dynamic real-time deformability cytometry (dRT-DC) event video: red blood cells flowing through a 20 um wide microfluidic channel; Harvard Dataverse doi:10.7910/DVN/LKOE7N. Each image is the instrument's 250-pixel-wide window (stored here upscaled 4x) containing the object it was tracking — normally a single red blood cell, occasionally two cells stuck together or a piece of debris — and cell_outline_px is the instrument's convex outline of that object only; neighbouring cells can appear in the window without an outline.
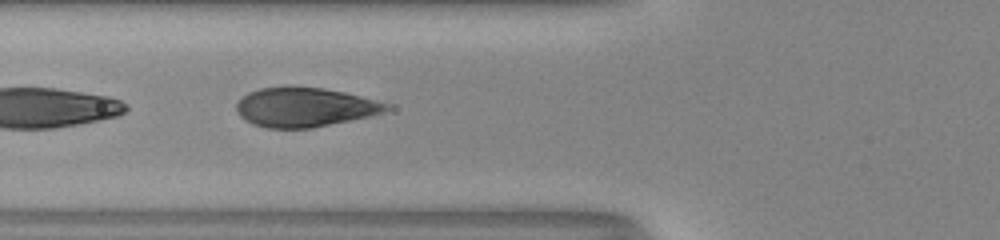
{"species": "human", "species_latin": "Homo sapiens", "temperature_condition": "room temperature", "stored_images_in_passage": 24, "camera_frame_rate_fps": 3000, "um_per_image_px": 0.085, "donor": {"sex": "male"}, "frame": {"image": 1, "passage_image": 18, "time_ms": 5.667, "image_size_px": [1000, 240], "cell_outline_px": [[392, 108], [384, 112], [368, 116], [312, 128], [264, 128], [252, 124], [244, 120], [236, 112], [236, 104], [248, 92], [260, 88], [324, 88], [344, 92], [360, 96], [388, 104]], "centroid_in_image_um": [25.87, 9.14], "position_along_channel_um": 99.9, "area_um2": 33.81}}
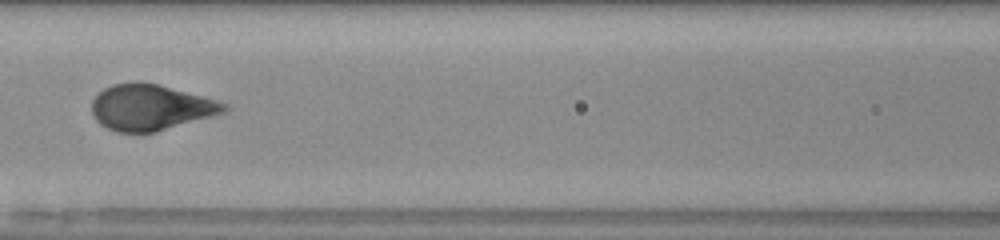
{"frame": {"image": 2, "passage_image": 22, "time_ms": 7.0, "image_size_px": [1000, 240], "cell_outline_px": [[228, 108], [224, 112], [156, 132], [116, 132], [100, 124], [96, 120], [92, 112], [92, 100], [104, 88], [112, 84], [136, 80], [140, 80], [156, 84], [200, 96], [228, 104]], "centroid_in_image_um": [12.74, 9.12], "position_along_channel_um": 153.9, "area_um2": 34.97}}